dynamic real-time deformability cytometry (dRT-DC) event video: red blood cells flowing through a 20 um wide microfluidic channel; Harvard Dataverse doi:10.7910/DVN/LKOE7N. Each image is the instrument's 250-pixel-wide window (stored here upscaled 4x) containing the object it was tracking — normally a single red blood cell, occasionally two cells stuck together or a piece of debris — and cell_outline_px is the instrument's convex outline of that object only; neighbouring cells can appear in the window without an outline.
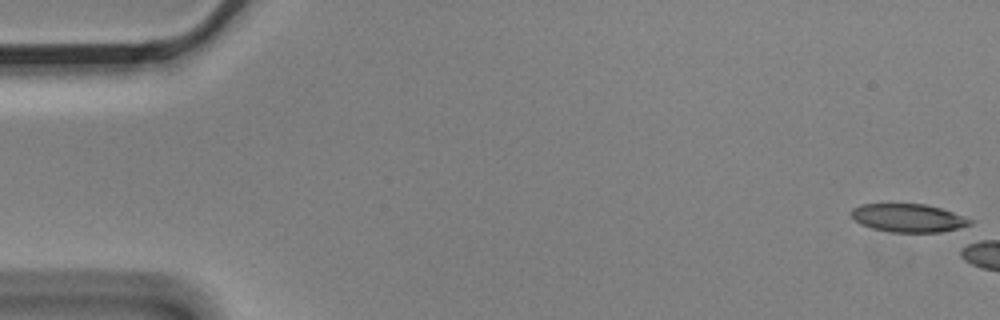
{"species": "Egyptian fruit bat (a non-hibernating species)", "species_latin": "Rousettus aegyptiacus", "temperature_condition": "cold", "stored_images_in_passage": 2, "segment_of_instrument_passage": [2, 2], "camera_frame_rate_fps": 3000, "um_per_image_px": 0.085, "animal": {"sex": "male"}, "frame": {"image": 1, "passage_image": 2, "time_ms": 0.333, "image_size_px": [1000, 320], "cell_outline_px": [[972, 224], [940, 232], [892, 232], [872, 228], [860, 224], [852, 216], [852, 208], [860, 204], [924, 204], [940, 208], [952, 212], [972, 220]], "centroid_in_image_um": [77.18, 18.52], "position_along_channel_um": 7.8, "area_um2": 19.25}}